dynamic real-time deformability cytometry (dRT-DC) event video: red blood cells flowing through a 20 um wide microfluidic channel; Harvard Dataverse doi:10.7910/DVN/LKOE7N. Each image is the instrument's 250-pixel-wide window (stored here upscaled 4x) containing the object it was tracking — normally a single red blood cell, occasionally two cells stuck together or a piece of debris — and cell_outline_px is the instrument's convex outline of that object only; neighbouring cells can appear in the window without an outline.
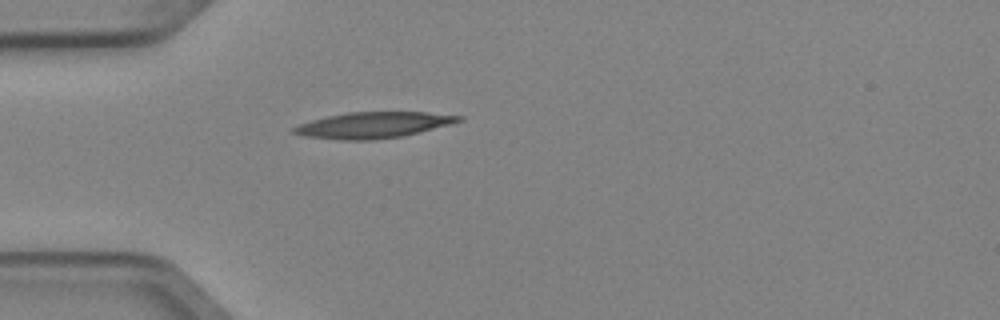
{"species": "Egyptian fruit bat (a non-hibernating species)", "species_latin": "Rousettus aegyptiacus", "temperature_condition": "cold", "stored_images_in_passage": 2, "camera_frame_rate_fps": 3000, "um_per_image_px": 0.085, "animal": {"sex": "female"}, "frame": {"image": 1, "passage_image": 2, "time_ms": 0.333, "image_size_px": [1000, 320], "cell_outline_px": [[464, 120], [404, 136], [372, 140], [344, 140], [304, 136], [292, 132], [292, 128], [300, 124], [312, 120], [328, 116], [348, 112], [428, 112], [464, 116]], "centroid_in_image_um": [31.75, 10.63], "position_along_channel_um": 53.3, "area_um2": 24.85}}